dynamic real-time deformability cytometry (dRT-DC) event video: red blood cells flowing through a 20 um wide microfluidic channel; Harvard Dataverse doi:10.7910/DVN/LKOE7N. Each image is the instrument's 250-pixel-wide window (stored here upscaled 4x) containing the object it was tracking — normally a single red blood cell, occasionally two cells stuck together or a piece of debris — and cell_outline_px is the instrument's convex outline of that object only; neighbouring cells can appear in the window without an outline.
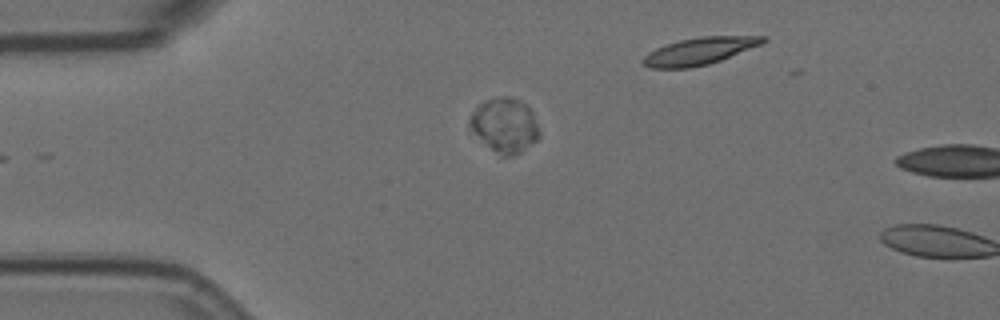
{"species": "Egyptian fruit bat (a non-hibernating species)", "species_latin": "Rousettus aegyptiacus", "temperature_condition": "room temperature", "stored_images_in_passage": 4, "camera_frame_rate_fps": 3000, "um_per_image_px": 0.085, "animal": {"sex": "female"}, "frame": {"image": 1, "passage_image": 4, "time_ms": 1.0, "image_size_px": [1000, 320], "cell_outline_px": [[540, 136], [536, 140], [520, 152], [512, 156], [500, 156], [468, 124], [468, 120], [472, 112], [480, 104], [488, 100], [500, 96], [508, 96], [520, 100], [532, 112], [540, 132]], "centroid_in_image_um": [42.93, 10.63], "position_along_channel_um": 42.1, "area_um2": 21.39}}